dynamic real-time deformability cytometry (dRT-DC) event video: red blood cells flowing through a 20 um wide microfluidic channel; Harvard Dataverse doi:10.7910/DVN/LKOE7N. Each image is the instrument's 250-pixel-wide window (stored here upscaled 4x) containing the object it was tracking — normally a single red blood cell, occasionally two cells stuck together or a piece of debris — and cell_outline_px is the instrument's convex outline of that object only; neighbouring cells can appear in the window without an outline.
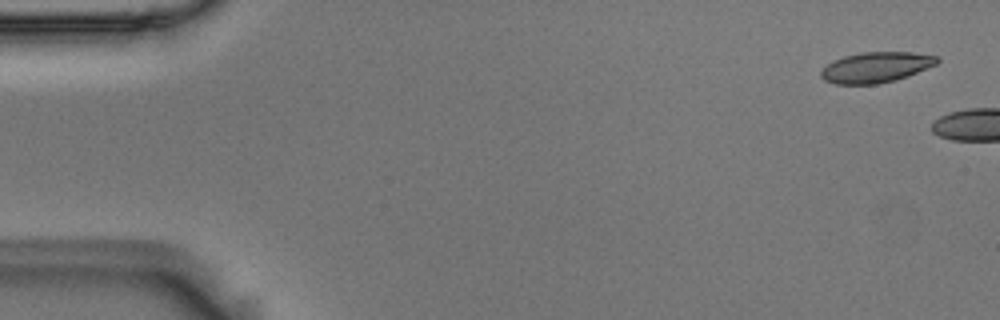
{"species": "Egyptian fruit bat (a non-hibernating species)", "species_latin": "Rousettus aegyptiacus", "temperature_condition": "room temperature", "stored_images_in_passage": 3, "camera_frame_rate_fps": 3000, "um_per_image_px": 0.085, "animal": {"sex": "male"}, "frame": {"image": 1, "passage_image": 1, "time_ms": 0.0, "image_size_px": [1000, 320], "cell_outline_px": [[940, 60], [936, 64], [908, 76], [896, 80], [876, 84], [836, 84], [824, 80], [820, 76], [820, 72], [828, 64], [844, 56], [860, 52], [912, 52], [940, 56]], "centroid_in_image_um": [74.49, 5.71], "position_along_channel_um": 10.5, "area_um2": 20.63}}